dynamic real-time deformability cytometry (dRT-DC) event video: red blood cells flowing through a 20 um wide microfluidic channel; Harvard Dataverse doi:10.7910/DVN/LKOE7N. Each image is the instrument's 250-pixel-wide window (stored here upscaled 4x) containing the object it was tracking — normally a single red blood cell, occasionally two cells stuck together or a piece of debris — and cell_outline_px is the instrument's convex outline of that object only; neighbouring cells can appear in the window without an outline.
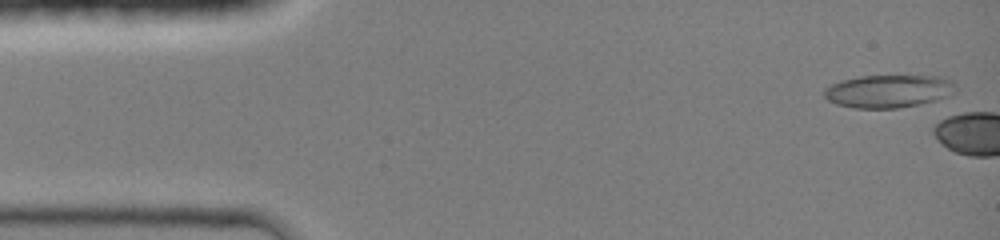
{"species": "common noctule bat (a hibernating species)", "species_latin": "Nyctalus noctula", "temperature_condition": "room temperature", "stored_images_in_passage": 4, "camera_frame_rate_fps": 3000, "um_per_image_px": 0.085, "animal": {"sex": "female", "body_mass_g": 19.0, "forearm_length_mm": 51.5}, "frame": {"image": 1, "passage_image": 2, "time_ms": 0.333, "image_size_px": [1000, 240], "cell_outline_px": [[956, 84], [948, 96], [936, 100], [896, 108], [856, 108], [836, 104], [828, 100], [824, 96], [824, 88], [840, 80], [860, 76], [940, 76], [952, 80]], "centroid_in_image_um": [75.48, 7.74], "position_along_channel_um": 9.5, "area_um2": 24.97}}